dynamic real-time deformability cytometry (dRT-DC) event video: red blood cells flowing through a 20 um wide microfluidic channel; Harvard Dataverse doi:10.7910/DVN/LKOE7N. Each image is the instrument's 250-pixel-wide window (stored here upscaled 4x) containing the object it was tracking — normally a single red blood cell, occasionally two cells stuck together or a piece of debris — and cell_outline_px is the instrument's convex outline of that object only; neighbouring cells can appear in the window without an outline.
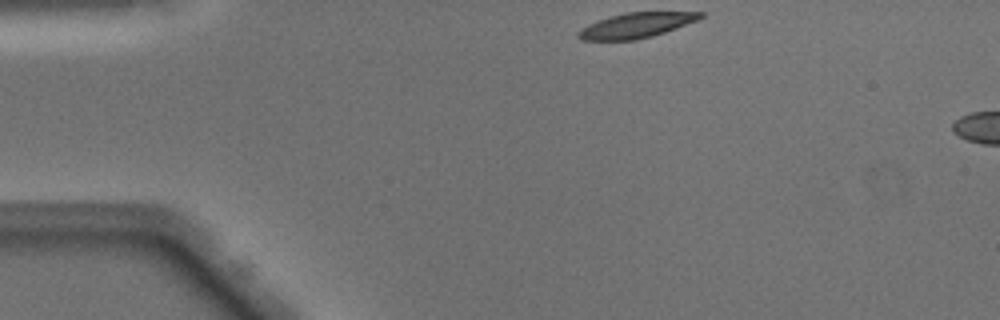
{"species": "Egyptian fruit bat (a non-hibernating species)", "species_latin": "Rousettus aegyptiacus", "temperature_condition": "warm", "stored_images_in_passage": 5, "camera_frame_rate_fps": 3000, "um_per_image_px": 0.085, "animal": {"sex": "male"}, "frame": {"image": 1, "passage_image": 1, "time_ms": 0.0, "image_size_px": [1000, 320], "cell_outline_px": [[704, 16], [700, 20], [652, 36], [636, 40], [580, 40], [576, 36], [576, 32], [580, 28], [588, 24], [624, 12], [704, 12]], "centroid_in_image_um": [54.07, 2.16], "position_along_channel_um": 30.9, "area_um2": 17.92}}